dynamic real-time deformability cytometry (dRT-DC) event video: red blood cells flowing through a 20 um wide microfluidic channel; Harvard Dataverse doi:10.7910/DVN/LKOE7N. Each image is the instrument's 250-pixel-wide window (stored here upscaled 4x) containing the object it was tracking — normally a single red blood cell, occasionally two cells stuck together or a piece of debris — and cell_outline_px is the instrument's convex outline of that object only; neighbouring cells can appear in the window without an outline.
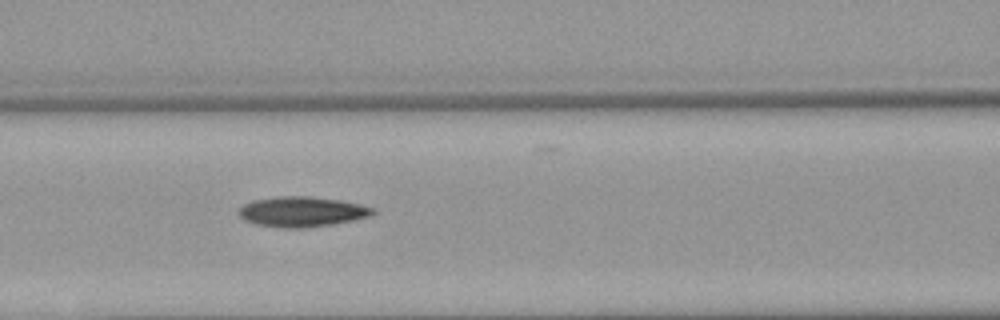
{"species": "Egyptian fruit bat (a non-hibernating species)", "species_latin": "Rousettus aegyptiacus", "temperature_condition": "warm", "stored_images_in_passage": 5, "segment_of_instrument_passage": [1, 2], "camera_frame_rate_fps": 3000, "um_per_image_px": 0.085, "animal": {"sex": "female"}, "frame": {"image": 1, "passage_image": 4, "time_ms": 3.667, "image_size_px": [1000, 320], "cell_outline_px": [[376, 212], [372, 216], [332, 224], [304, 228], [280, 228], [256, 224], [244, 220], [240, 216], [240, 208], [244, 204], [256, 200], [276, 196], [308, 196], [340, 200], [376, 208]], "centroid_in_image_um": [25.69, 18.0], "position_along_channel_um": 140.9, "area_um2": 23.52}}